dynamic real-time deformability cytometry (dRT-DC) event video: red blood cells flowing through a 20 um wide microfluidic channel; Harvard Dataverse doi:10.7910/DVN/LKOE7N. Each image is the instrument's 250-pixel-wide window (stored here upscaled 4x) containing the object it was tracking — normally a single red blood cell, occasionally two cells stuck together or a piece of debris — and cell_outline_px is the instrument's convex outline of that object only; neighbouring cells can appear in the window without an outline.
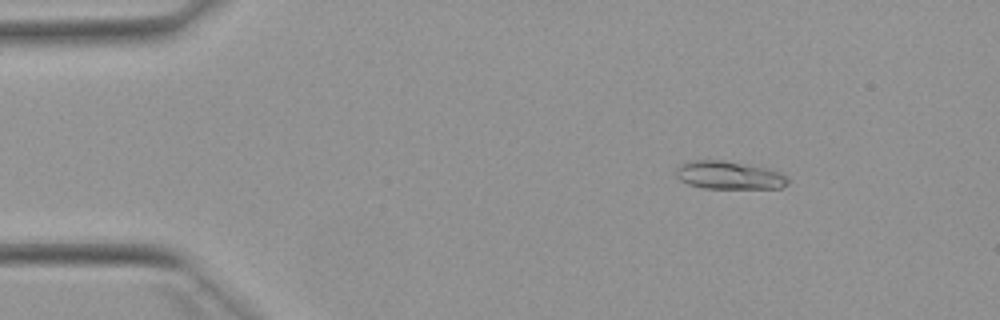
{"species": "Egyptian fruit bat (a non-hibernating species)", "species_latin": "Rousettus aegyptiacus", "temperature_condition": "warm", "stored_images_in_passage": 53, "camera_frame_rate_fps": 3000, "um_per_image_px": 0.085, "animal": {"sex": "female"}, "frame": {"image": 1, "passage_image": 8, "time_ms": 2.333, "image_size_px": [1000, 320], "cell_outline_px": [[788, 184], [780, 188], [704, 188], [688, 184], [680, 180], [676, 176], [676, 168], [680, 164], [692, 160], [720, 160], [768, 168], [780, 172], [788, 176]], "centroid_in_image_um": [61.97, 14.89], "position_along_channel_um": 23.0, "area_um2": 18.26}}
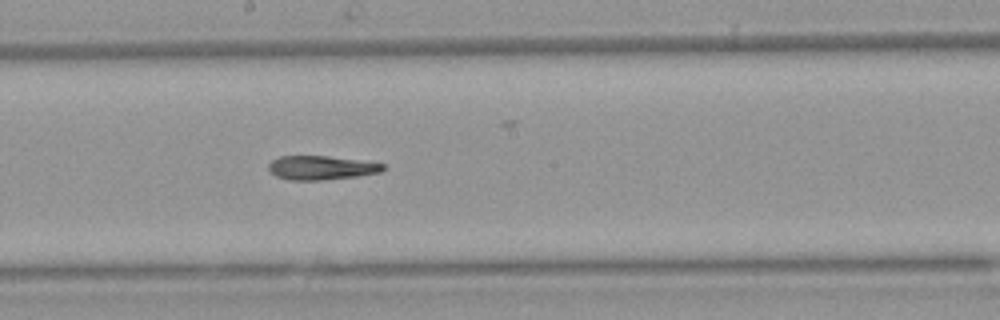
{"frame": {"image": 2, "passage_image": 29, "time_ms": 9.333, "image_size_px": [1000, 320], "cell_outline_px": [[384, 168], [380, 172], [356, 176], [324, 180], [288, 180], [276, 176], [268, 168], [268, 164], [272, 160], [280, 156], [328, 156], [384, 164]], "centroid_in_image_um": [27.25, 14.26], "position_along_channel_um": 220.9, "area_um2": 15.78}}
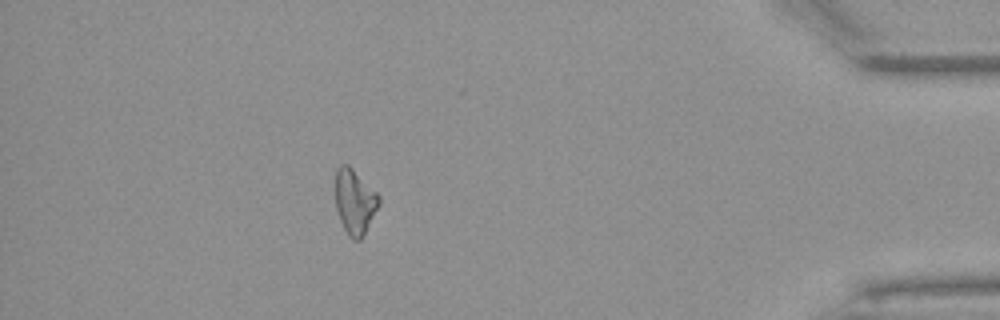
{"frame": {"image": 3, "passage_image": 47, "time_ms": 15.333, "image_size_px": [1000, 320], "cell_outline_px": [[380, 204], [360, 240], [352, 240], [348, 236], [340, 220], [336, 208], [336, 168], [340, 164], [348, 164], [380, 196]], "centroid_in_image_um": [30.15, 17.14], "position_along_channel_um": 405.1, "area_um2": 16.3}, "authors_computed_cell_mechanics": {"area_um2": 17.051, "velocity_mm_per_s": 3.9014, "shape_relaxation_time_tau1_ms": null, "shape_relaxation_time_tau2_ms": 11.08, "deformation_change_tau1": null, "deformation_change_tau2": 0.2182}}